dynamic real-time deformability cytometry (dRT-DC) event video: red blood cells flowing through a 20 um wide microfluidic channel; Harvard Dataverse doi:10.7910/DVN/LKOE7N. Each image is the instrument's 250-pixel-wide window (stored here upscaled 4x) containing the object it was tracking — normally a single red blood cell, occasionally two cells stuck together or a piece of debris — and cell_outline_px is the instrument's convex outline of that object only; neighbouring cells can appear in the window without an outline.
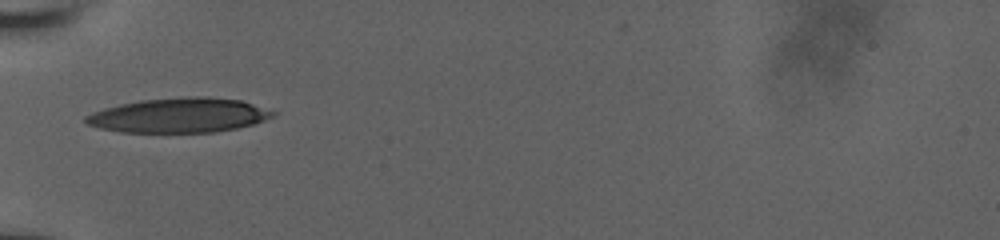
{"species": "human", "species_latin": "Homo sapiens", "temperature_condition": "room temperature", "stored_images_in_passage": 6, "camera_frame_rate_fps": 3000, "um_per_image_px": 0.085, "donor": {"sex": "male"}, "frame": {"image": 1, "passage_image": 1, "time_ms": 0.0, "image_size_px": [1000, 240], "cell_outline_px": [[280, 112], [276, 116], [252, 124], [236, 128], [216, 132], [120, 132], [100, 128], [88, 124], [84, 120], [84, 116], [92, 112], [104, 108], [120, 104], [140, 100], [188, 96], [208, 96], [240, 100]], "centroid_in_image_um": [15.25, 9.79], "position_along_channel_um": 69.7, "area_um2": 37.97}}
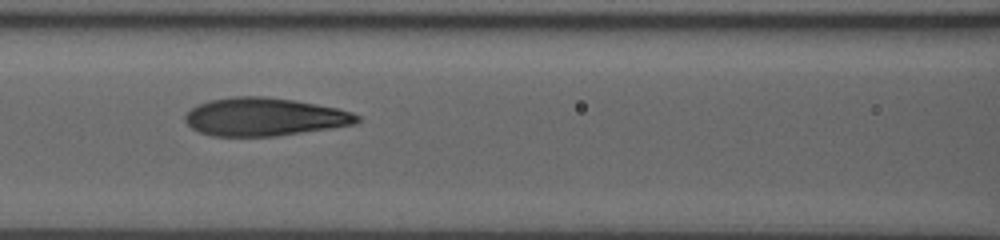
{"frame": {"image": 2, "passage_image": 3, "time_ms": 2.0, "image_size_px": [1000, 240], "cell_outline_px": [[360, 120], [352, 124], [332, 128], [272, 136], [212, 136], [200, 132], [192, 128], [184, 120], [184, 116], [192, 108], [208, 100], [232, 96], [264, 96], [296, 100], [336, 108], [352, 112], [360, 116]], "centroid_in_image_um": [22.45, 9.92], "position_along_channel_um": 144.1, "area_um2": 38.03}}
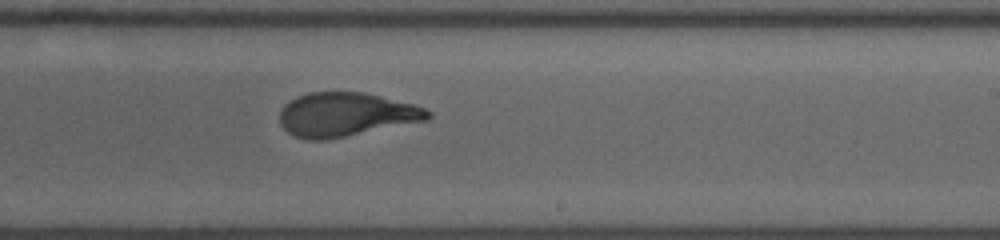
{"frame": {"image": 3, "passage_image": 6, "time_ms": 5.0, "image_size_px": [1000, 240], "cell_outline_px": [[432, 116], [428, 120], [324, 140], [308, 140], [296, 136], [288, 132], [280, 124], [280, 112], [284, 104], [296, 96], [308, 92], [364, 92], [412, 104], [424, 108], [432, 112]], "centroid_in_image_um": [29.38, 9.73], "position_along_channel_um": 259.6, "area_um2": 37.69}}